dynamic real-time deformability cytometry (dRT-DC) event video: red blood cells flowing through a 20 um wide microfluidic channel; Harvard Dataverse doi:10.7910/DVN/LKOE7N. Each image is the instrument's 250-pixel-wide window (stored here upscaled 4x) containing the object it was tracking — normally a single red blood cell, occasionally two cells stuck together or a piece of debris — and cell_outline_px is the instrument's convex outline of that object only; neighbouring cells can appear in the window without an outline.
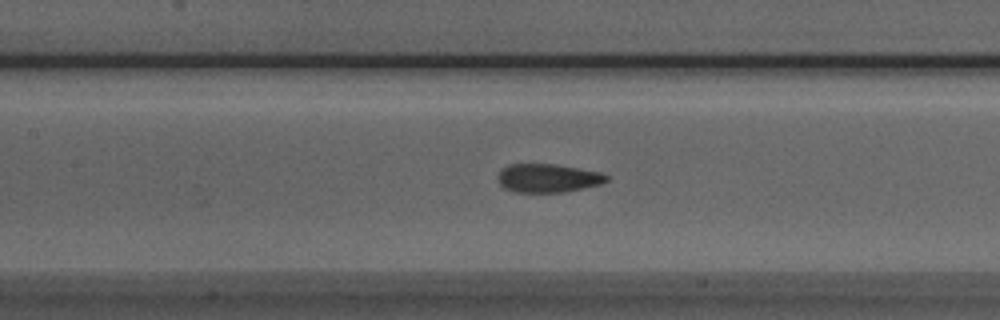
{"species": "Egyptian fruit bat (a non-hibernating species)", "species_latin": "Rousettus aegyptiacus", "temperature_condition": "room temperature", "stored_images_in_passage": 51, "camera_frame_rate_fps": 3000, "um_per_image_px": 0.085, "animal": {"sex": "male"}, "frame": {"image": 1, "passage_image": 22, "time_ms": 7.0, "image_size_px": [1000, 320], "cell_outline_px": [[608, 180], [600, 184], [564, 192], [516, 192], [504, 188], [500, 184], [500, 172], [508, 164], [556, 164], [600, 172], [608, 176]], "centroid_in_image_um": [46.59, 15.14], "position_along_channel_um": 160.8, "area_um2": 17.8}}
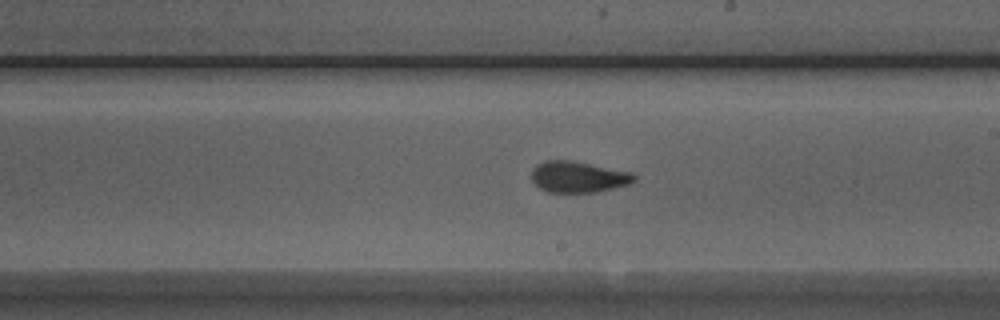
{"frame": {"image": 2, "passage_image": 28, "time_ms": 9.0, "image_size_px": [1000, 320], "cell_outline_px": [[636, 180], [628, 184], [596, 192], [544, 192], [532, 180], [532, 168], [536, 164], [544, 160], [572, 160], [632, 172], [636, 176]], "centroid_in_image_um": [49.13, 15.02], "position_along_channel_um": 239.9, "area_um2": 18.73}}
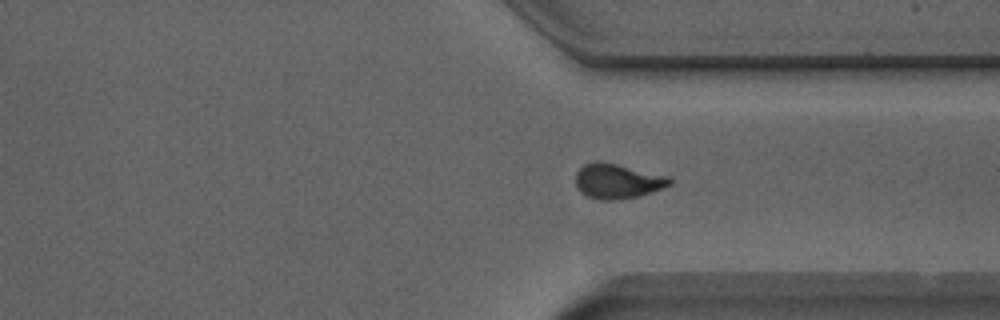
{"frame": {"image": 3, "passage_image": 37, "time_ms": 12.0, "image_size_px": [1000, 320], "cell_outline_px": [[672, 184], [664, 188], [636, 196], [616, 200], [600, 200], [588, 196], [580, 192], [576, 184], [576, 172], [584, 164], [596, 160], [600, 160], [668, 176], [672, 180]], "centroid_in_image_um": [52.47, 15.38], "position_along_channel_um": 358.9, "area_um2": 19.07}, "authors_computed_cell_mechanics": {"area_um2": 18.5538, "velocity_mm_per_s": 3.9675, "shape_relaxation_time_tau1_ms": 6.0679, "shape_relaxation_time_tau2_ms": 1.135, "deformation_change_tau1": 0.1995, "deformation_change_tau2": 0.0828}}